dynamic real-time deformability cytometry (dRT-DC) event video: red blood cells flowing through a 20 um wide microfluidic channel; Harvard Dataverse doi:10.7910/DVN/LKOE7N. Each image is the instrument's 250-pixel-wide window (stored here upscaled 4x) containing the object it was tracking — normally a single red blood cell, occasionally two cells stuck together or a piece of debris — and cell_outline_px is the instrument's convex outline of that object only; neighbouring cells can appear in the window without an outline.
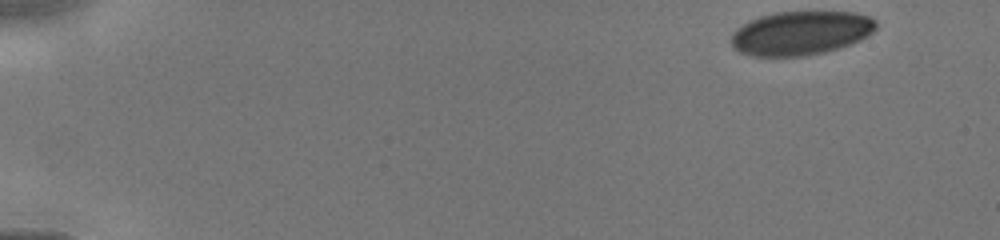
{"species": "human", "species_latin": "Homo sapiens", "temperature_condition": "cold", "stored_images_in_passage": 42, "camera_frame_rate_fps": 3000, "um_per_image_px": 0.085, "donor": {"sex": "male"}, "frame": {"image": 1, "passage_image": 1, "time_ms": 0.0, "image_size_px": [1000, 240], "cell_outline_px": [[876, 28], [868, 36], [852, 44], [840, 48], [824, 52], [804, 56], [752, 56], [740, 52], [732, 44], [732, 32], [736, 28], [760, 16], [776, 12], [856, 12], [868, 16], [876, 20]], "centroid_in_image_um": [68.1, 2.81], "position_along_channel_um": 16.9, "area_um2": 37.05}}
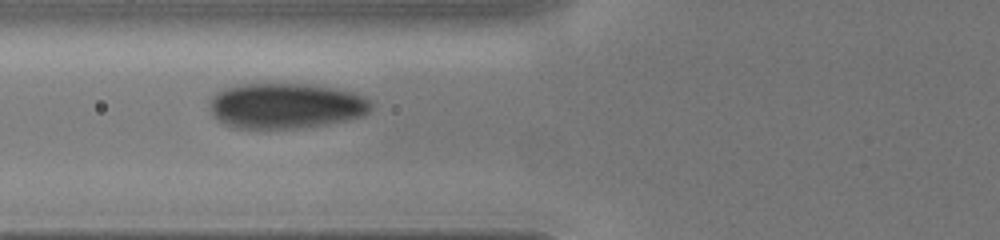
{"frame": {"image": 2, "passage_image": 25, "time_ms": 5.0, "image_size_px": [1000, 240], "cell_outline_px": [[372, 108], [364, 116], [328, 124], [296, 128], [232, 128], [224, 124], [212, 116], [208, 104], [208, 100], [216, 92], [224, 88], [240, 84], [308, 84], [332, 88], [352, 92], [364, 96], [372, 104]], "centroid_in_image_um": [24.25, 9.0], "position_along_channel_um": 101.6, "area_um2": 43.06}}
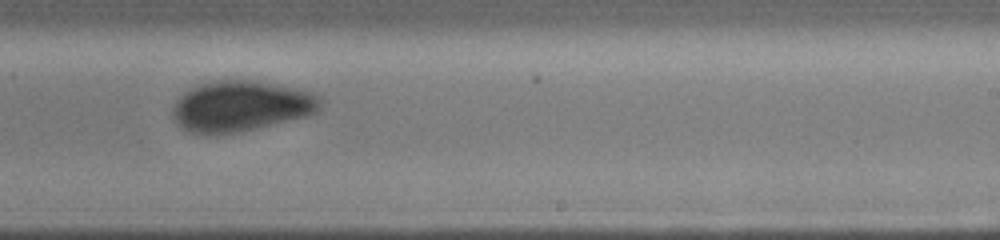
{"frame": {"image": 3, "passage_image": 42, "time_ms": 8.667, "image_size_px": [1000, 240], "cell_outline_px": [[320, 108], [316, 112], [308, 116], [240, 132], [216, 136], [188, 132], [176, 124], [172, 116], [172, 108], [176, 100], [184, 92], [200, 84], [216, 80], [244, 80], [292, 88], [312, 92], [320, 96]], "centroid_in_image_um": [20.42, 9.06], "position_along_channel_um": 268.6, "area_um2": 43.64}}